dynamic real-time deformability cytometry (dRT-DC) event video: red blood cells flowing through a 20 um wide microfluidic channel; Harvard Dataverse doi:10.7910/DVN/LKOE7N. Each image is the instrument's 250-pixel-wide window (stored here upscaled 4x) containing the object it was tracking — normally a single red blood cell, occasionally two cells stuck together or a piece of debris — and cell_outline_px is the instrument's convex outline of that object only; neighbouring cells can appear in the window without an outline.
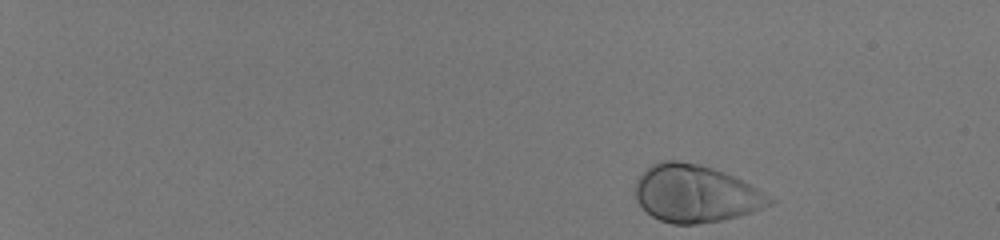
{"species": "human", "species_latin": "Homo sapiens", "temperature_condition": "room temperature", "stored_images_in_passage": 48, "camera_frame_rate_fps": 3000, "um_per_image_px": 0.085, "donor": {"sex": "male"}, "frame": {"image": 1, "passage_image": 2, "time_ms": 0.333, "image_size_px": [1000, 240], "cell_outline_px": [[776, 200], [752, 212], [720, 220], [696, 224], [672, 224], [660, 220], [652, 216], [636, 200], [636, 180], [652, 164], [660, 160], [676, 160], [696, 164], [712, 168], [732, 176], [764, 192]], "centroid_in_image_um": [59.09, 16.46], "position_along_channel_um": 25.9, "area_um2": 44.16}}
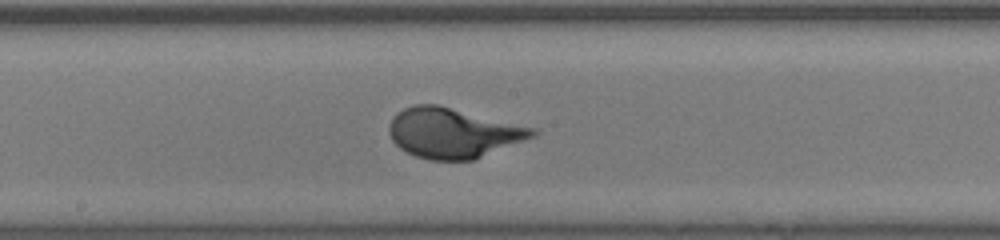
{"frame": {"image": 2, "passage_image": 28, "time_ms": 9.0, "image_size_px": [1000, 240], "cell_outline_px": [[540, 132], [536, 136], [472, 160], [428, 160], [416, 156], [400, 148], [392, 140], [388, 132], [388, 128], [396, 112], [404, 108], [416, 104], [436, 104], [536, 128]], "centroid_in_image_um": [38.51, 11.3], "position_along_channel_um": 209.7, "area_um2": 41.62}}
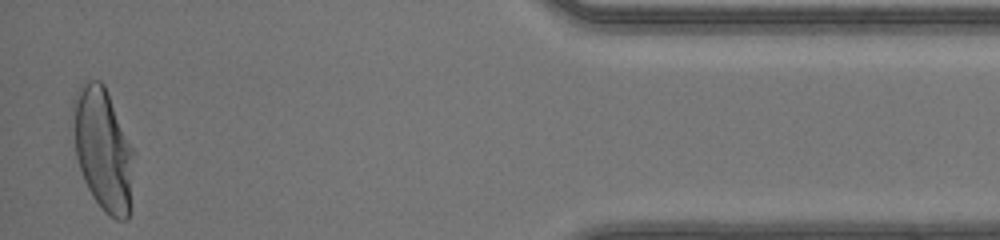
{"frame": {"image": 3, "passage_image": 47, "time_ms": 15.333, "image_size_px": [1000, 240], "cell_outline_px": [[136, 152], [128, 220], [116, 220], [104, 212], [92, 196], [84, 180], [76, 156], [72, 128], [72, 100], [80, 84], [84, 80], [100, 80], [104, 84]], "centroid_in_image_um": [8.76, 12.66], "position_along_channel_um": 426.4, "area_um2": 44.33}, "authors_computed_cell_mechanics": {"area_um2": 41.5293, "velocity_mm_per_s": 4.1315, "shape_relaxation_time_tau1_ms": 2.5564, "shape_relaxation_time_tau2_ms": null, "deformation_change_tau1": 0.1892, "deformation_change_tau2": null}}